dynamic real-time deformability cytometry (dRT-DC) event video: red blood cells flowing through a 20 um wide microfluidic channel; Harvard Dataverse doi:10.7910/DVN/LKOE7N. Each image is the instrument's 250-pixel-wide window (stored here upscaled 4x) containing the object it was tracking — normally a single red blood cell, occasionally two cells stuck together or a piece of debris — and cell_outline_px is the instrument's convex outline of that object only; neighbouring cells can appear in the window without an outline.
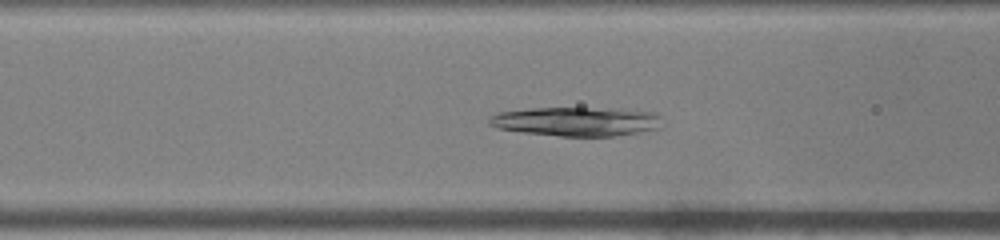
{"species": "common noctule bat (a hibernating species)", "species_latin": "Nyctalus noctula", "temperature_condition": "warm", "stored_images_in_passage": 34, "camera_frame_rate_fps": 3000, "um_per_image_px": 0.085, "animal": {"sex": "male", "body_mass_g": 19.0, "forearm_length_mm": 50.8}, "frame": {"image": 1, "passage_image": 5, "time_ms": 1.333, "image_size_px": [1000, 240], "cell_outline_px": [[660, 116], [656, 128], [636, 132], [612, 136], [560, 136], [524, 132], [500, 128], [488, 124], [488, 116], [500, 112], [532, 108], [624, 108], [656, 112]], "centroid_in_image_um": [48.97, 10.3], "position_along_channel_um": 117.6, "area_um2": 29.13}}
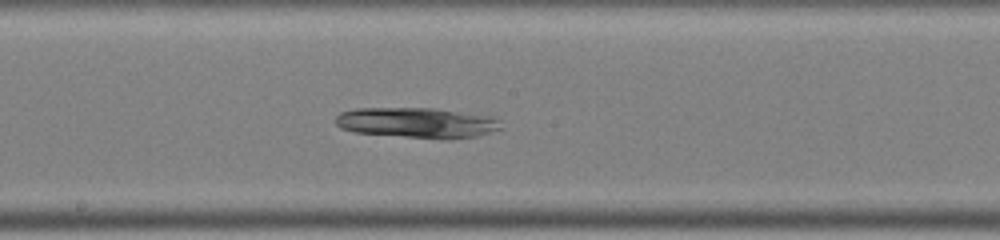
{"frame": {"image": 2, "passage_image": 12, "time_ms": 3.667, "image_size_px": [1000, 240], "cell_outline_px": [[500, 128], [476, 136], [448, 140], [444, 140], [356, 132], [340, 128], [336, 124], [336, 116], [340, 112], [356, 108], [432, 108], [492, 116], [500, 120]], "centroid_in_image_um": [35.44, 10.43], "position_along_channel_um": 212.8, "area_um2": 29.3}}
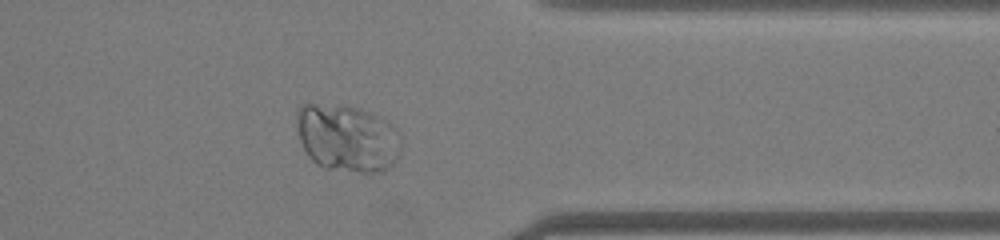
{"frame": {"image": 3, "passage_image": 25, "time_ms": 8.0, "image_size_px": [1000, 240], "cell_outline_px": [[400, 156], [384, 172], [364, 172], [324, 168], [316, 164], [308, 156], [296, 132], [296, 112], [300, 104], [344, 104], [372, 112], [388, 120], [400, 132]], "centroid_in_image_um": [29.52, 11.71], "position_along_channel_um": 381.9, "area_um2": 41.91}}